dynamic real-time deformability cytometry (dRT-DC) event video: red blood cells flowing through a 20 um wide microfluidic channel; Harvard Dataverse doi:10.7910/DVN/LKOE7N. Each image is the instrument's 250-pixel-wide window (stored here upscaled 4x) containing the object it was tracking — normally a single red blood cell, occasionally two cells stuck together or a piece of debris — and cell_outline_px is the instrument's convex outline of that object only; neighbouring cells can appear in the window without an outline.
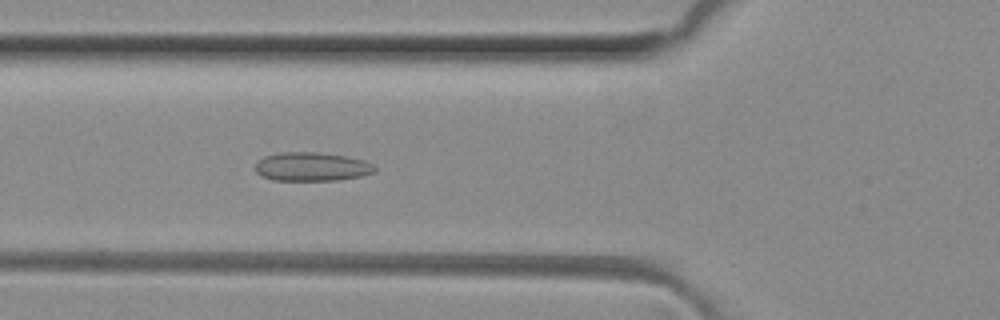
{"species": "common noctule bat (a hibernating species)", "species_latin": "Nyctalus noctula", "temperature_condition": "room temperature", "stored_images_in_passage": 51, "camera_frame_rate_fps": 3000, "um_per_image_px": 0.085, "animal": {"sex": "female", "body_mass_g": 29.2, "forearm_length_mm": 56.3}, "frame": {"image": 1, "passage_image": 18, "time_ms": 5.667, "image_size_px": [1000, 320], "cell_outline_px": [[376, 172], [360, 176], [336, 180], [272, 180], [260, 176], [256, 172], [256, 160], [264, 156], [280, 152], [316, 152], [348, 156], [364, 160], [372, 164], [376, 168]], "centroid_in_image_um": [26.47, 14.16], "position_along_channel_um": 99.3, "area_um2": 20.17}}
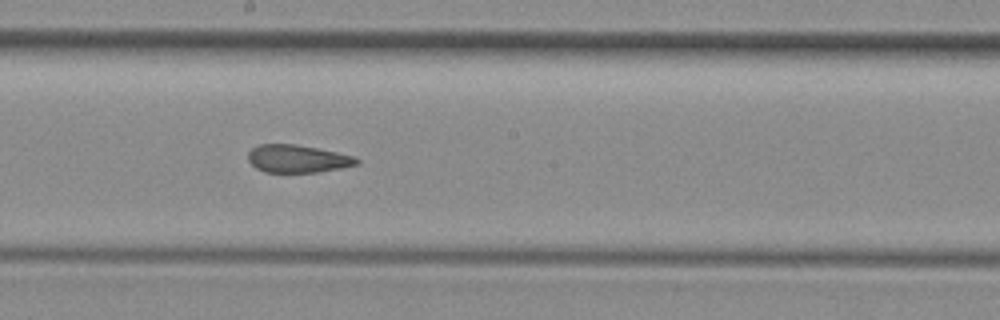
{"frame": {"image": 2, "passage_image": 27, "time_ms": 8.667, "image_size_px": [1000, 320], "cell_outline_px": [[360, 164], [320, 172], [264, 172], [256, 168], [248, 160], [248, 152], [252, 148], [260, 144], [296, 144], [336, 152], [352, 156], [360, 160]], "centroid_in_image_um": [25.28, 13.49], "position_along_channel_um": 222.9, "area_um2": 17.51}}
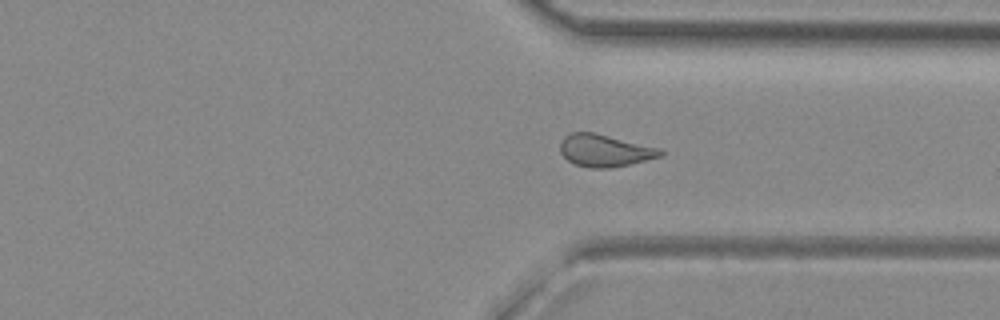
{"frame": {"image": 3, "passage_image": 37, "time_ms": 12.0, "image_size_px": [1000, 320], "cell_outline_px": [[664, 156], [612, 168], [588, 168], [572, 164], [560, 152], [560, 144], [564, 136], [572, 132], [592, 132], [660, 148], [664, 152]], "centroid_in_image_um": [51.4, 12.81], "position_along_channel_um": 360.0, "area_um2": 18.9}, "authors_computed_cell_mechanics": {"area_um2": 19.074, "velocity_mm_per_s": 4.1144, "shape_relaxation_time_tau1_ms": null, "shape_relaxation_time_tau2_ms": 1.7812, "deformation_change_tau1": null, "deformation_change_tau2": 0.1048}}